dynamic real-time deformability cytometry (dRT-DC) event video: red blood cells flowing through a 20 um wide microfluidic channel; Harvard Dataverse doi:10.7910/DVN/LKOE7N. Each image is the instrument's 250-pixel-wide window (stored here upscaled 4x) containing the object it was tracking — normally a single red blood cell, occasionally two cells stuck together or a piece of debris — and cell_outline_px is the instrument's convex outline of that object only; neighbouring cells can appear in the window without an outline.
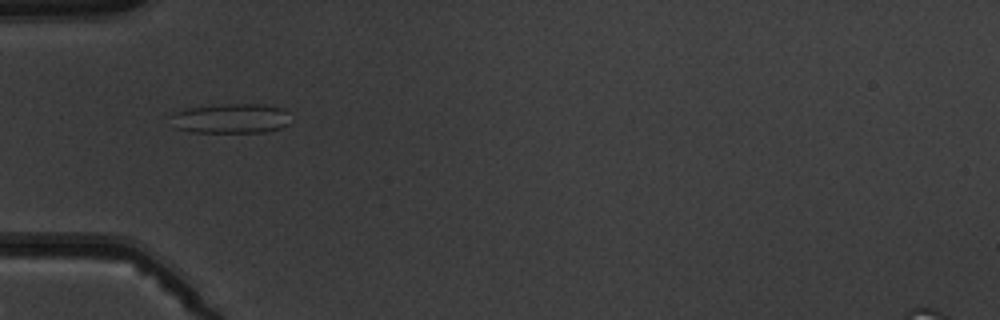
{"species": "common noctule bat (a hibernating species)", "species_latin": "Nyctalus noctula", "temperature_condition": "warm", "stored_images_in_passage": 7, "camera_frame_rate_fps": 3000, "um_per_image_px": 0.085, "animal": {"sex": "male", "body_mass_g": 19.5, "forearm_length_mm": 54.6}, "frame": {"image": 1, "passage_image": 4, "time_ms": 3.333, "image_size_px": [1000, 320], "cell_outline_px": [[288, 124], [280, 128], [264, 132], [192, 132], [176, 128], [168, 116], [172, 112], [184, 108], [228, 104], [260, 104], [284, 108], [288, 112]], "centroid_in_image_um": [19.58, 10.06], "position_along_channel_um": 65.4, "area_um2": 20.92}}
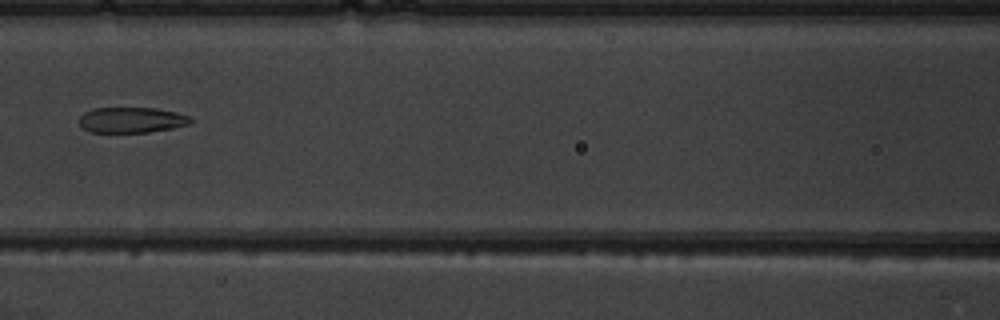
{"frame": {"image": 2, "passage_image": 6, "time_ms": 5.667, "image_size_px": [1000, 320], "cell_outline_px": [[192, 124], [172, 128], [148, 132], [88, 132], [80, 124], [80, 116], [84, 112], [92, 108], [156, 108], [176, 112], [188, 116], [192, 120]], "centroid_in_image_um": [11.19, 10.19], "position_along_channel_um": 155.4, "area_um2": 16.59}}
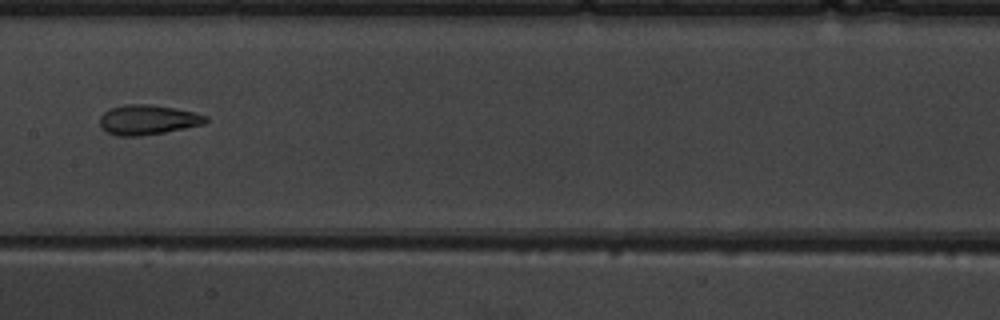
{"frame": {"image": 3, "passage_image": 7, "time_ms": 6.667, "image_size_px": [1000, 320], "cell_outline_px": [[208, 120], [204, 124], [164, 132], [140, 136], [116, 136], [100, 128], [100, 116], [104, 112], [112, 108], [124, 104], [148, 104], [196, 112], [208, 116]], "centroid_in_image_um": [12.55, 10.18], "position_along_channel_um": 194.8, "area_um2": 18.38}}